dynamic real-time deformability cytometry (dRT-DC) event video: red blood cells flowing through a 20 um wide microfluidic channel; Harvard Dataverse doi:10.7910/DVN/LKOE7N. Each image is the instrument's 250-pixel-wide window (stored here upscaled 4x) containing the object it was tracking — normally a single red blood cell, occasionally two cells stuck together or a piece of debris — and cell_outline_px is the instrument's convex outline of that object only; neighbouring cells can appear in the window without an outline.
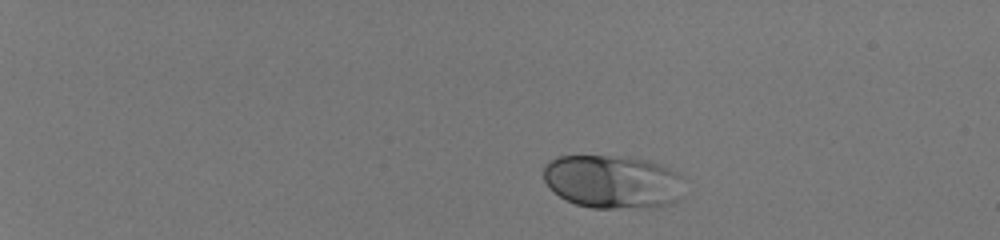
{"species": "human", "species_latin": "Homo sapiens", "temperature_condition": "room temperature", "stored_images_in_passage": 43, "camera_frame_rate_fps": 3000, "um_per_image_px": 0.085, "donor": {"sex": "male"}, "frame": {"image": 1, "passage_image": 1, "time_ms": 0.0, "image_size_px": [1000, 240], "cell_outline_px": [[684, 196], [680, 200], [668, 204], [648, 208], [592, 208], [576, 204], [560, 196], [544, 180], [544, 164], [548, 160], [556, 156], [608, 156], [648, 160], [660, 164], [680, 172], [684, 176]], "centroid_in_image_um": [52.16, 15.45], "position_along_channel_um": 32.8, "area_um2": 44.39}}
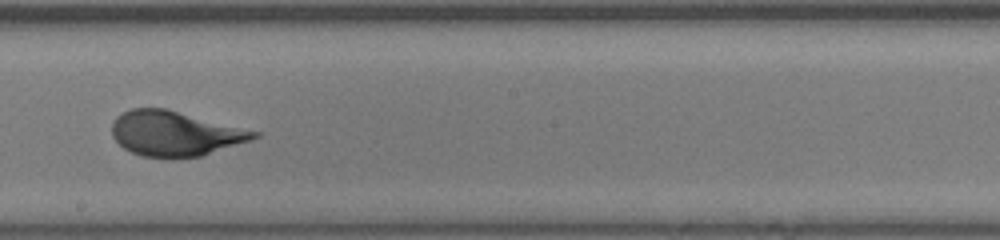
{"frame": {"image": 2, "passage_image": 25, "time_ms": 8.0, "image_size_px": [1000, 240], "cell_outline_px": [[260, 136], [200, 156], [168, 160], [140, 156], [124, 148], [112, 136], [112, 124], [116, 116], [132, 108], [164, 108], [260, 132]], "centroid_in_image_um": [14.82, 11.37], "position_along_channel_um": 233.4, "area_um2": 37.05}}
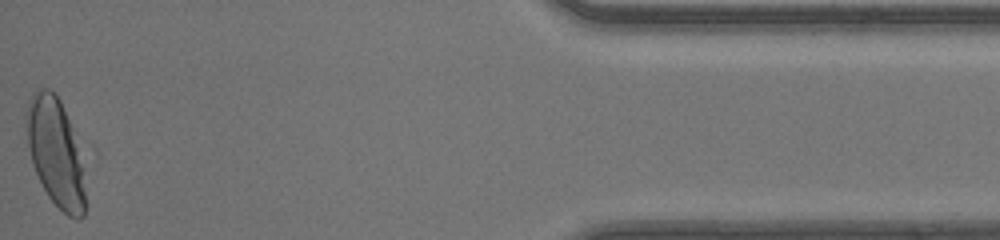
{"frame": {"image": 3, "passage_image": 43, "time_ms": 14.0, "image_size_px": [1000, 240], "cell_outline_px": [[88, 152], [84, 216], [76, 220], [68, 216], [48, 196], [32, 164], [28, 144], [24, 112], [28, 100], [32, 92], [36, 88], [48, 88], [60, 100]], "centroid_in_image_um": [4.83, 12.92], "position_along_channel_um": 430.4, "area_um2": 39.54}, "authors_computed_cell_mechanics": {"area_um2": 37.6278, "velocity_mm_per_s": 4.1767, "shape_relaxation_time_tau1_ms": 2.8367, "shape_relaxation_time_tau2_ms": null, "deformation_change_tau1": 0.1761, "deformation_change_tau2": null}}